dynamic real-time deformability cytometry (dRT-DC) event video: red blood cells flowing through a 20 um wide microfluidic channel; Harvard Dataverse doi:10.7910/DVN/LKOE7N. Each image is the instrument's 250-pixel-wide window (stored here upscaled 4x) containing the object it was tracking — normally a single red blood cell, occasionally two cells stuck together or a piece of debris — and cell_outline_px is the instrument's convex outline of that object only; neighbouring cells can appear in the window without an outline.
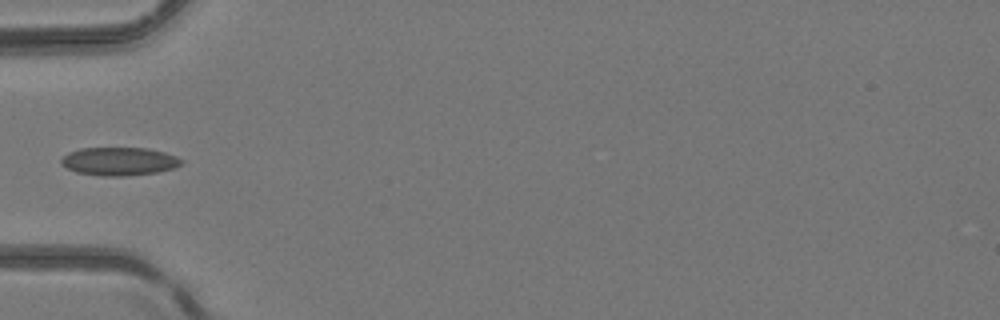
{"species": "common noctule bat (a hibernating species)", "species_latin": "Nyctalus noctula", "temperature_condition": "room temperature", "stored_images_in_passage": 5, "camera_frame_rate_fps": 3000, "um_per_image_px": 0.085, "animal": {"sex": "female", "body_mass_g": 24.6, "forearm_length_mm": 56.2}, "frame": {"image": 1, "passage_image": 4, "time_ms": 3.667, "image_size_px": [1000, 320], "cell_outline_px": [[184, 164], [176, 168], [156, 172], [124, 176], [100, 176], [76, 172], [60, 164], [60, 160], [68, 152], [80, 148], [148, 148], [164, 152], [176, 156], [184, 160]], "centroid_in_image_um": [10.15, 13.71], "position_along_channel_um": 74.8, "area_um2": 19.94}}
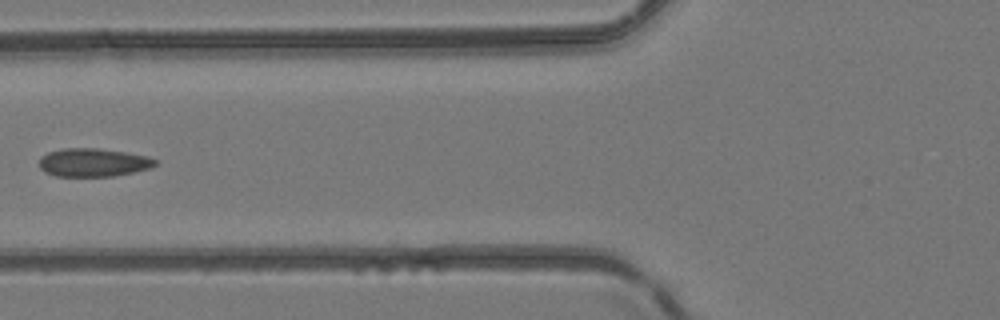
{"frame": {"image": 2, "passage_image": 5, "time_ms": 4.667, "image_size_px": [1000, 320], "cell_outline_px": [[156, 164], [152, 168], [112, 176], [56, 176], [44, 172], [40, 168], [40, 156], [48, 152], [64, 148], [96, 148], [124, 152], [148, 156], [156, 160]], "centroid_in_image_um": [7.91, 13.81], "position_along_channel_um": 117.9, "area_um2": 19.07}}